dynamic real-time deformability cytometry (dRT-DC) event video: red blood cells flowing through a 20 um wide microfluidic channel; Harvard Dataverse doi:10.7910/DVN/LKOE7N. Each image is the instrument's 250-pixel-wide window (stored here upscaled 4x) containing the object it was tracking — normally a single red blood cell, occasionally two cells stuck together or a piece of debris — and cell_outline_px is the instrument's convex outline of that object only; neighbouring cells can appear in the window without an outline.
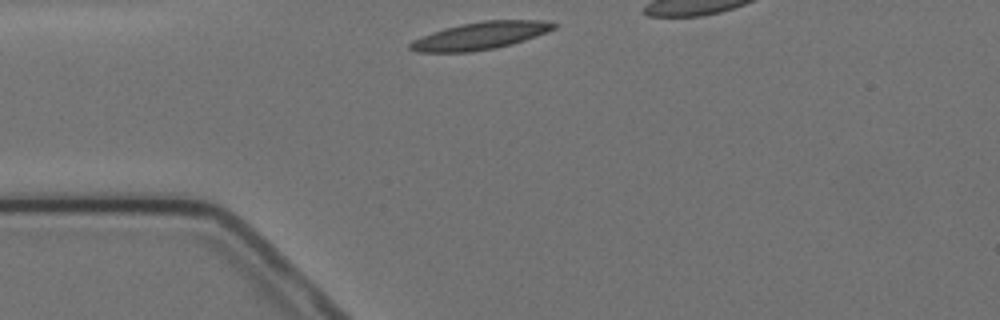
{"species": "Egyptian fruit bat (a non-hibernating species)", "species_latin": "Rousettus aegyptiacus", "temperature_condition": "cold", "stored_images_in_passage": 14, "camera_frame_rate_fps": 3000, "um_per_image_px": 0.085, "animal": {"sex": "female"}, "frame": {"image": 1, "passage_image": 1, "time_ms": 0.0, "image_size_px": [1000, 320], "cell_outline_px": [[560, 24], [556, 28], [548, 32], [512, 44], [496, 48], [468, 52], [416, 52], [408, 48], [408, 44], [412, 40], [420, 36], [444, 28], [460, 24], [484, 20], [544, 20]], "centroid_in_image_um": [40.83, 3.03], "position_along_channel_um": 44.2, "area_um2": 23.24}, "authors_computed_cell_mechanics": {"area_um2": 21.1259, "velocity_mm_per_s": 3.4751, "shape_relaxation_time_tau1_ms": 7.5834, "shape_relaxation_time_tau2_ms": 10.3398, "deformation_change_tau1": 0.1797, "deformation_change_tau2": 0.1907}}